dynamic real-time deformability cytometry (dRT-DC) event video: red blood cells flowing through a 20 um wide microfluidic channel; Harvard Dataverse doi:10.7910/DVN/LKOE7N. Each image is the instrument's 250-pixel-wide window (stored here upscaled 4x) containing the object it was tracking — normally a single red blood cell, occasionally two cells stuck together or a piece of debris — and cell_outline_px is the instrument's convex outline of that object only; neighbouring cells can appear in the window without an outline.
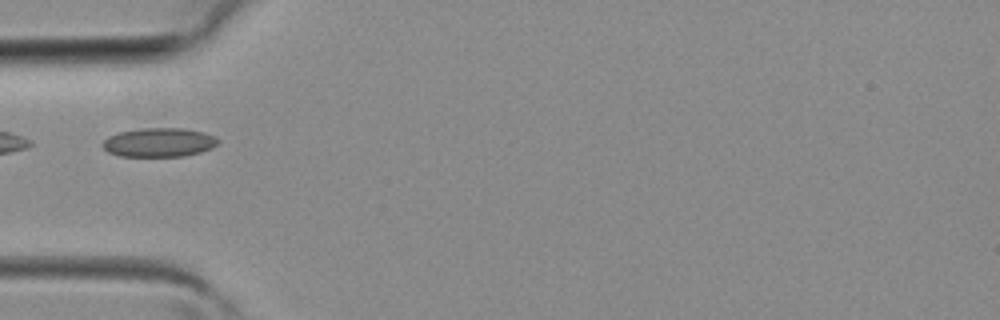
{"species": "common noctule bat (a hibernating species)", "species_latin": "Nyctalus noctula", "temperature_condition": "room temperature", "stored_images_in_passage": 6, "camera_frame_rate_fps": 3000, "um_per_image_px": 0.085, "animal": {"sex": "female", "body_mass_g": 19.3, "forearm_length_mm": 54.1}, "frame": {"image": 1, "passage_image": 1, "time_ms": 0.0, "image_size_px": [1000, 320], "cell_outline_px": [[220, 140], [212, 148], [200, 152], [184, 156], [120, 156], [108, 152], [100, 144], [108, 136], [120, 132], [144, 128], [184, 128], [204, 132]], "centroid_in_image_um": [13.5, 12.1], "position_along_channel_um": 71.5, "area_um2": 19.42}}
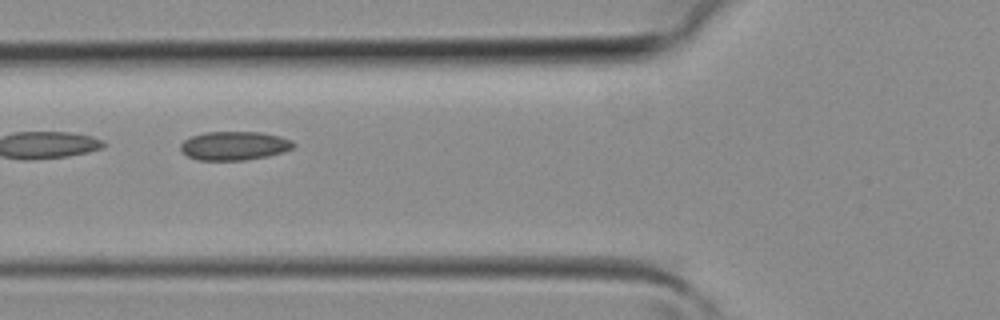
{"frame": {"image": 2, "passage_image": 3, "time_ms": 0.667, "image_size_px": [1000, 320], "cell_outline_px": [[296, 144], [292, 148], [284, 152], [268, 156], [244, 160], [196, 160], [188, 156], [180, 148], [180, 144], [184, 140], [192, 136], [204, 132], [260, 132], [280, 136], [292, 140]], "centroid_in_image_um": [19.93, 12.39], "position_along_channel_um": 105.9, "area_um2": 18.96}}